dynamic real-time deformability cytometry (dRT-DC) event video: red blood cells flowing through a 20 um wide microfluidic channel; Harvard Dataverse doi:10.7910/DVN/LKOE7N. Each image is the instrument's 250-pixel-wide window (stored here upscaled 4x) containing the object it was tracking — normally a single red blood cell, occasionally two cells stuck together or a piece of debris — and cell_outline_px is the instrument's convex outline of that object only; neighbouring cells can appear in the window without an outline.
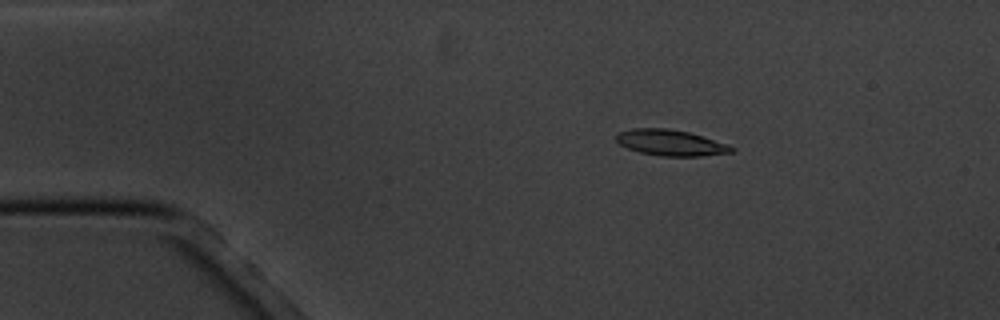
{"species": "common noctule bat (a hibernating species)", "species_latin": "Nyctalus noctula", "temperature_condition": "cold", "stored_images_in_passage": 5, "camera_frame_rate_fps": 3000, "um_per_image_px": 0.085, "animal": {"sex": "male", "body_mass_g": 20.1, "forearm_length_mm": 53.5}, "frame": {"image": 1, "passage_image": 3, "time_ms": 2.333, "image_size_px": [1000, 320], "cell_outline_px": [[736, 148], [732, 152], [700, 156], [660, 156], [640, 152], [628, 148], [620, 144], [616, 140], [616, 136], [620, 132], [632, 128], [668, 128], [688, 132], [728, 144]], "centroid_in_image_um": [57.01, 12.13], "position_along_channel_um": 28.0, "area_um2": 17.28}}
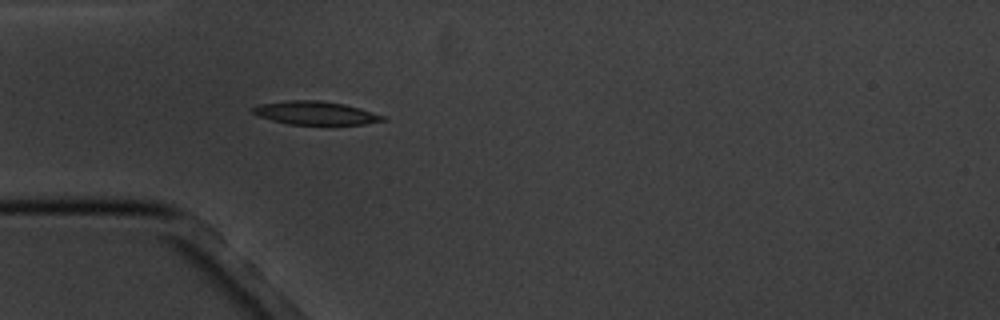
{"frame": {"image": 2, "passage_image": 5, "time_ms": 4.667, "image_size_px": [1000, 320], "cell_outline_px": [[388, 120], [364, 124], [288, 124], [272, 120], [260, 116], [252, 112], [252, 108], [260, 104], [288, 100], [320, 100], [344, 104], [360, 108], [388, 116]], "centroid_in_image_um": [26.88, 9.6], "position_along_channel_um": 58.1, "area_um2": 17.69}}